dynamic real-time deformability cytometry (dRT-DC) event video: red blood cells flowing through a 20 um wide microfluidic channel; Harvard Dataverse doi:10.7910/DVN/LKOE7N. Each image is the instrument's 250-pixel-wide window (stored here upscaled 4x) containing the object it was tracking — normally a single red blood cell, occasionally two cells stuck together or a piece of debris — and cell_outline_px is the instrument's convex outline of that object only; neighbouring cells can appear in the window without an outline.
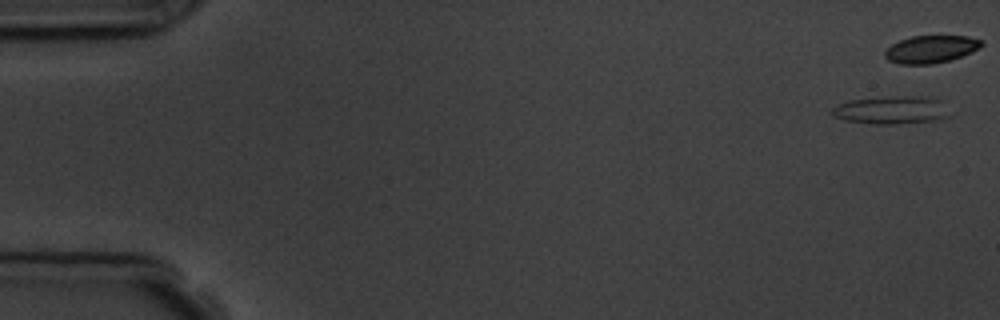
{"species": "common noctule bat (a hibernating species)", "species_latin": "Nyctalus noctula", "temperature_condition": "room temperature", "stored_images_in_passage": 16, "camera_frame_rate_fps": 3000, "um_per_image_px": 0.085, "animal": {"sex": "male", "body_mass_g": 19.5, "forearm_length_mm": 54.6}, "frame": {"image": 1, "passage_image": 1, "time_ms": 0.0, "image_size_px": [1000, 320], "cell_outline_px": [[948, 116], [940, 120], [896, 124], [872, 124], [844, 120], [832, 116], [832, 108], [836, 104], [848, 100], [892, 96], [920, 96], [944, 100]], "centroid_in_image_um": [75.76, 9.35], "position_along_channel_um": 9.2, "area_um2": 19.42}, "authors_computed_cell_mechanics": {"area_um2": 14.4211, "velocity_mm_per_s": 3.6358, "shape_relaxation_time_tau1_ms": 0.9077, "shape_relaxation_time_tau2_ms": null, "deformation_change_tau1": 0.0939, "deformation_change_tau2": null}}